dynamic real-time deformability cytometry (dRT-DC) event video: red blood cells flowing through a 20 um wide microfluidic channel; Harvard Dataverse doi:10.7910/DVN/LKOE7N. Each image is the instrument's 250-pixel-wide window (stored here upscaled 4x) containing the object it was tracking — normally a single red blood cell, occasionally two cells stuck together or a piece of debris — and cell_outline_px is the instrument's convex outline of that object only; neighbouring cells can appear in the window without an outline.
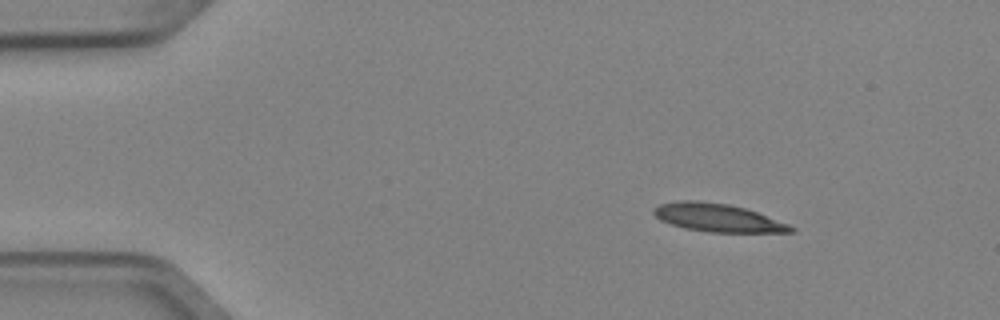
{"species": "Egyptian fruit bat (a non-hibernating species)", "species_latin": "Rousettus aegyptiacus", "temperature_condition": "cold", "stored_images_in_passage": 4, "camera_frame_rate_fps": 3000, "um_per_image_px": 0.085, "animal": {"sex": "female"}, "frame": {"image": 1, "passage_image": 2, "time_ms": 0.333, "image_size_px": [1000, 320], "cell_outline_px": [[796, 232], [712, 232], [684, 228], [660, 220], [652, 212], [652, 208], [660, 204], [676, 200], [700, 200], [728, 204], [744, 208], [756, 212], [788, 224], [796, 228]], "centroid_in_image_um": [60.96, 18.49], "position_along_channel_um": 24.0, "area_um2": 22.37}}